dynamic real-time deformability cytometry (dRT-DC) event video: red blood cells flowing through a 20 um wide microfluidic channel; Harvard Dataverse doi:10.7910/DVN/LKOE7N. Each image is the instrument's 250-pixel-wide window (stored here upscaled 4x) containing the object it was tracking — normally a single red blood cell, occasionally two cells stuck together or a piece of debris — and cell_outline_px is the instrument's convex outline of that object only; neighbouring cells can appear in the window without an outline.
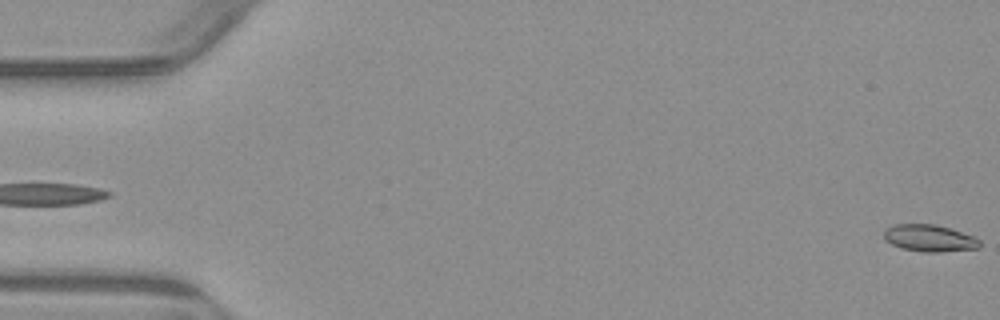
{"species": "common noctule bat (a hibernating species)", "species_latin": "Nyctalus noctula", "temperature_condition": "warm", "stored_images_in_passage": 4, "segment_of_instrument_passage": [2, 2], "camera_frame_rate_fps": 3000, "um_per_image_px": 0.085, "animal": {"sex": "male", "body_mass_g": 23.1, "forearm_length_mm": 52.7}, "frame": {"image": 1, "passage_image": 4, "time_ms": 3.333, "image_size_px": [1000, 320], "cell_outline_px": [[980, 248], [940, 252], [924, 252], [900, 248], [884, 240], [884, 232], [892, 224], [936, 224], [972, 236], [980, 240]], "centroid_in_image_um": [78.98, 20.25], "position_along_channel_um": 6.0, "area_um2": 14.97}}